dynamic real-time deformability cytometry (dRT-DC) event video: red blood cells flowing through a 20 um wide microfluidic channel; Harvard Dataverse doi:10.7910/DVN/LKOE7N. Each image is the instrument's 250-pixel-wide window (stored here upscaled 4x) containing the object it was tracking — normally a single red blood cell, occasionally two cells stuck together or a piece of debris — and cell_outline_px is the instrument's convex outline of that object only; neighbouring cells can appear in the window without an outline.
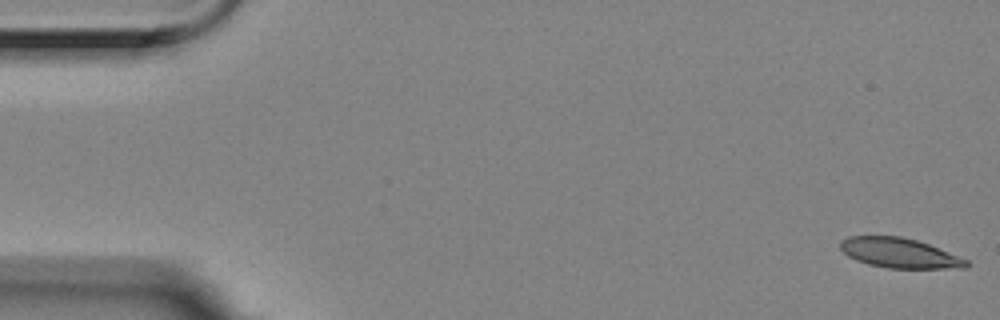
{"species": "Egyptian fruit bat (a non-hibernating species)", "species_latin": "Rousettus aegyptiacus", "temperature_condition": "room temperature", "stored_images_in_passage": 57, "camera_frame_rate_fps": 3000, "um_per_image_px": 0.085, "animal": {"sex": "female"}, "frame": {"image": 1, "passage_image": 1, "time_ms": 0.0, "image_size_px": [1000, 320], "cell_outline_px": [[968, 268], [888, 268], [868, 264], [856, 260], [848, 256], [840, 248], [840, 240], [848, 236], [900, 236], [916, 240], [928, 244], [968, 260]], "centroid_in_image_um": [76.43, 21.5], "position_along_channel_um": 8.6, "area_um2": 21.79}}
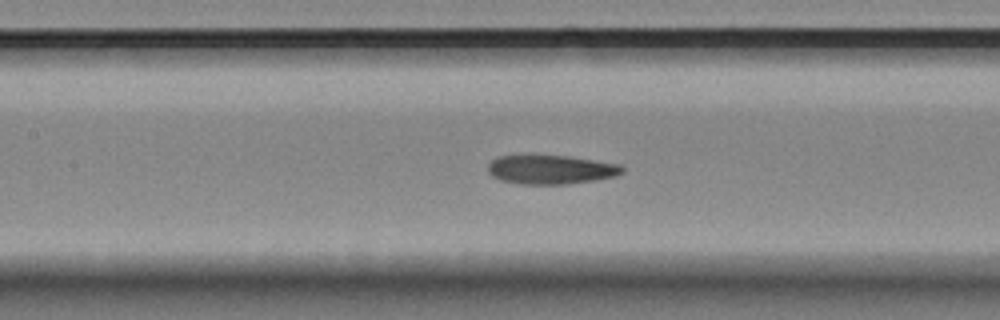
{"frame": {"image": 2, "passage_image": 25, "time_ms": 8.0, "image_size_px": [1000, 320], "cell_outline_px": [[624, 172], [616, 176], [596, 180], [568, 184], [520, 184], [500, 180], [492, 176], [488, 172], [488, 164], [492, 160], [500, 156], [568, 156], [620, 164], [624, 168]], "centroid_in_image_um": [46.85, 14.42], "position_along_channel_um": 160.6, "area_um2": 22.66}}
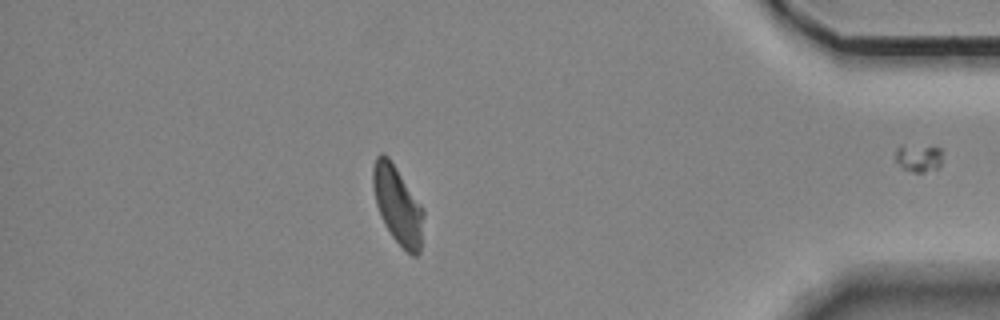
{"frame": {"image": 3, "passage_image": 49, "time_ms": 16.0, "image_size_px": [1000, 320], "cell_outline_px": [[424, 216], [420, 252], [416, 256], [412, 256], [392, 236], [384, 224], [376, 204], [372, 184], [372, 168], [376, 156], [380, 152], [384, 152], [388, 156], [424, 208]], "centroid_in_image_um": [33.8, 17.4], "position_along_channel_um": 401.4, "area_um2": 23.0}, "authors_computed_cell_mechanics": {"area_um2": 23.12, "velocity_mm_per_s": 3.5145, "shape_relaxation_time_tau1_ms": null, "shape_relaxation_time_tau2_ms": 4.7325, "deformation_change_tau1": null, "deformation_change_tau2": 0.1086}}